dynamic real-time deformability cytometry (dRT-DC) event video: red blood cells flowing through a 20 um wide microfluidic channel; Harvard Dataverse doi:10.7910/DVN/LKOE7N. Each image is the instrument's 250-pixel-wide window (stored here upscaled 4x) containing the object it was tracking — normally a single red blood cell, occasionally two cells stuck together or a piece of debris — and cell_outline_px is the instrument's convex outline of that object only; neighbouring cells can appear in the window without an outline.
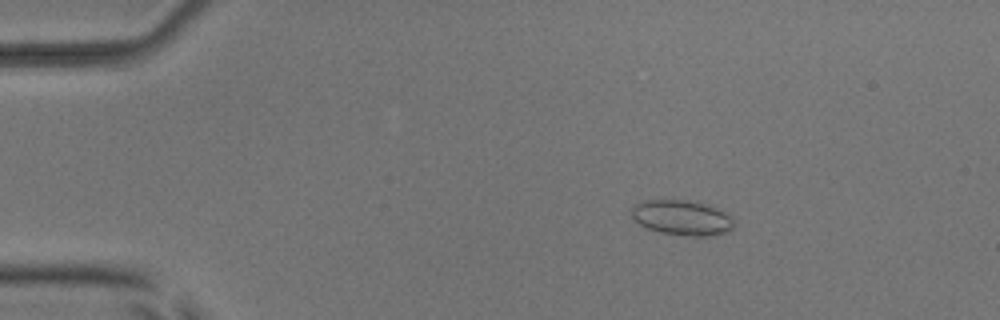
{"species": "common noctule bat (a hibernating species)", "species_latin": "Nyctalus noctula", "temperature_condition": "room temperature", "stored_images_in_passage": 5, "camera_frame_rate_fps": 3000, "um_per_image_px": 0.085, "animal": {"sex": "male", "body_mass_g": 17.9, "forearm_length_mm": 54.2}, "frame": {"image": 1, "passage_image": 3, "time_ms": 2.333, "image_size_px": [1000, 320], "cell_outline_px": [[732, 228], [728, 232], [712, 236], [684, 236], [660, 232], [648, 228], [632, 220], [632, 208], [636, 204], [644, 200], [688, 200], [712, 204], [732, 216]], "centroid_in_image_um": [58.0, 18.5], "position_along_channel_um": 27.0, "area_um2": 21.27}}